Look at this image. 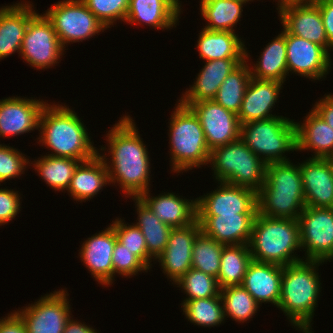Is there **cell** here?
Returning a JSON list of instances; mask_svg holds the SVG:
<instances>
[{
    "label": "cell",
    "mask_w": 333,
    "mask_h": 333,
    "mask_svg": "<svg viewBox=\"0 0 333 333\" xmlns=\"http://www.w3.org/2000/svg\"><path fill=\"white\" fill-rule=\"evenodd\" d=\"M82 120L66 103L48 102L40 115L37 143L50 150L47 155L82 162L92 159L99 153L98 147Z\"/></svg>",
    "instance_id": "2"
},
{
    "label": "cell",
    "mask_w": 333,
    "mask_h": 333,
    "mask_svg": "<svg viewBox=\"0 0 333 333\" xmlns=\"http://www.w3.org/2000/svg\"><path fill=\"white\" fill-rule=\"evenodd\" d=\"M181 104L190 107L198 116L210 152L240 139L241 124L236 113L214 100Z\"/></svg>",
    "instance_id": "14"
},
{
    "label": "cell",
    "mask_w": 333,
    "mask_h": 333,
    "mask_svg": "<svg viewBox=\"0 0 333 333\" xmlns=\"http://www.w3.org/2000/svg\"><path fill=\"white\" fill-rule=\"evenodd\" d=\"M251 261L249 244L224 245L217 278L220 289L241 285Z\"/></svg>",
    "instance_id": "35"
},
{
    "label": "cell",
    "mask_w": 333,
    "mask_h": 333,
    "mask_svg": "<svg viewBox=\"0 0 333 333\" xmlns=\"http://www.w3.org/2000/svg\"><path fill=\"white\" fill-rule=\"evenodd\" d=\"M307 3H317L322 0H305Z\"/></svg>",
    "instance_id": "51"
},
{
    "label": "cell",
    "mask_w": 333,
    "mask_h": 333,
    "mask_svg": "<svg viewBox=\"0 0 333 333\" xmlns=\"http://www.w3.org/2000/svg\"><path fill=\"white\" fill-rule=\"evenodd\" d=\"M110 184L109 172L103 159L97 154L90 160L81 162L71 179L67 194L76 202H86L99 194ZM101 190V191H100Z\"/></svg>",
    "instance_id": "30"
},
{
    "label": "cell",
    "mask_w": 333,
    "mask_h": 333,
    "mask_svg": "<svg viewBox=\"0 0 333 333\" xmlns=\"http://www.w3.org/2000/svg\"><path fill=\"white\" fill-rule=\"evenodd\" d=\"M63 333H100L94 327L85 324L81 320L74 319L73 316L69 318L64 328Z\"/></svg>",
    "instance_id": "49"
},
{
    "label": "cell",
    "mask_w": 333,
    "mask_h": 333,
    "mask_svg": "<svg viewBox=\"0 0 333 333\" xmlns=\"http://www.w3.org/2000/svg\"><path fill=\"white\" fill-rule=\"evenodd\" d=\"M81 162L73 158L55 157L46 153L33 161L30 159V166L52 190L64 191L63 193H65L70 186L77 166Z\"/></svg>",
    "instance_id": "34"
},
{
    "label": "cell",
    "mask_w": 333,
    "mask_h": 333,
    "mask_svg": "<svg viewBox=\"0 0 333 333\" xmlns=\"http://www.w3.org/2000/svg\"><path fill=\"white\" fill-rule=\"evenodd\" d=\"M47 100L12 96L0 99V138L21 136L39 130V119Z\"/></svg>",
    "instance_id": "16"
},
{
    "label": "cell",
    "mask_w": 333,
    "mask_h": 333,
    "mask_svg": "<svg viewBox=\"0 0 333 333\" xmlns=\"http://www.w3.org/2000/svg\"><path fill=\"white\" fill-rule=\"evenodd\" d=\"M200 232L198 220L185 227L172 228L165 250L155 261L172 284L192 268L193 243Z\"/></svg>",
    "instance_id": "17"
},
{
    "label": "cell",
    "mask_w": 333,
    "mask_h": 333,
    "mask_svg": "<svg viewBox=\"0 0 333 333\" xmlns=\"http://www.w3.org/2000/svg\"><path fill=\"white\" fill-rule=\"evenodd\" d=\"M200 31L195 48L201 60L245 58V39L235 32L211 31L205 28Z\"/></svg>",
    "instance_id": "31"
},
{
    "label": "cell",
    "mask_w": 333,
    "mask_h": 333,
    "mask_svg": "<svg viewBox=\"0 0 333 333\" xmlns=\"http://www.w3.org/2000/svg\"><path fill=\"white\" fill-rule=\"evenodd\" d=\"M185 319L198 327H217L224 324L225 316L221 296L188 300L181 305Z\"/></svg>",
    "instance_id": "38"
},
{
    "label": "cell",
    "mask_w": 333,
    "mask_h": 333,
    "mask_svg": "<svg viewBox=\"0 0 333 333\" xmlns=\"http://www.w3.org/2000/svg\"><path fill=\"white\" fill-rule=\"evenodd\" d=\"M331 56L322 46L286 31L288 76L297 74L314 82L325 80L333 65Z\"/></svg>",
    "instance_id": "13"
},
{
    "label": "cell",
    "mask_w": 333,
    "mask_h": 333,
    "mask_svg": "<svg viewBox=\"0 0 333 333\" xmlns=\"http://www.w3.org/2000/svg\"><path fill=\"white\" fill-rule=\"evenodd\" d=\"M282 27L292 35L322 46L329 54L330 44L317 3L293 5L278 13Z\"/></svg>",
    "instance_id": "20"
},
{
    "label": "cell",
    "mask_w": 333,
    "mask_h": 333,
    "mask_svg": "<svg viewBox=\"0 0 333 333\" xmlns=\"http://www.w3.org/2000/svg\"><path fill=\"white\" fill-rule=\"evenodd\" d=\"M87 8L105 25L112 28L119 21L125 22L129 0H82Z\"/></svg>",
    "instance_id": "42"
},
{
    "label": "cell",
    "mask_w": 333,
    "mask_h": 333,
    "mask_svg": "<svg viewBox=\"0 0 333 333\" xmlns=\"http://www.w3.org/2000/svg\"><path fill=\"white\" fill-rule=\"evenodd\" d=\"M139 198L159 220L171 228L185 227L197 220V198L187 199L172 191L153 196L150 190Z\"/></svg>",
    "instance_id": "24"
},
{
    "label": "cell",
    "mask_w": 333,
    "mask_h": 333,
    "mask_svg": "<svg viewBox=\"0 0 333 333\" xmlns=\"http://www.w3.org/2000/svg\"><path fill=\"white\" fill-rule=\"evenodd\" d=\"M65 52L50 20L36 12L28 22L18 57L40 71L59 64Z\"/></svg>",
    "instance_id": "10"
},
{
    "label": "cell",
    "mask_w": 333,
    "mask_h": 333,
    "mask_svg": "<svg viewBox=\"0 0 333 333\" xmlns=\"http://www.w3.org/2000/svg\"><path fill=\"white\" fill-rule=\"evenodd\" d=\"M174 285L186 294L180 306L188 300L205 299L220 295L217 278L194 268H191Z\"/></svg>",
    "instance_id": "40"
},
{
    "label": "cell",
    "mask_w": 333,
    "mask_h": 333,
    "mask_svg": "<svg viewBox=\"0 0 333 333\" xmlns=\"http://www.w3.org/2000/svg\"><path fill=\"white\" fill-rule=\"evenodd\" d=\"M299 164L306 206L333 208V160L309 156Z\"/></svg>",
    "instance_id": "19"
},
{
    "label": "cell",
    "mask_w": 333,
    "mask_h": 333,
    "mask_svg": "<svg viewBox=\"0 0 333 333\" xmlns=\"http://www.w3.org/2000/svg\"><path fill=\"white\" fill-rule=\"evenodd\" d=\"M283 85L285 84L277 80L251 78L238 113L240 124L281 116L273 115L272 109L279 102Z\"/></svg>",
    "instance_id": "22"
},
{
    "label": "cell",
    "mask_w": 333,
    "mask_h": 333,
    "mask_svg": "<svg viewBox=\"0 0 333 333\" xmlns=\"http://www.w3.org/2000/svg\"><path fill=\"white\" fill-rule=\"evenodd\" d=\"M303 259L333 260V208L306 206L298 217Z\"/></svg>",
    "instance_id": "12"
},
{
    "label": "cell",
    "mask_w": 333,
    "mask_h": 333,
    "mask_svg": "<svg viewBox=\"0 0 333 333\" xmlns=\"http://www.w3.org/2000/svg\"><path fill=\"white\" fill-rule=\"evenodd\" d=\"M110 225L116 232L117 241L132 251L151 270L155 263H152L153 260L148 256L146 240L140 228L134 223H126L125 218L120 217L112 220Z\"/></svg>",
    "instance_id": "41"
},
{
    "label": "cell",
    "mask_w": 333,
    "mask_h": 333,
    "mask_svg": "<svg viewBox=\"0 0 333 333\" xmlns=\"http://www.w3.org/2000/svg\"><path fill=\"white\" fill-rule=\"evenodd\" d=\"M55 3L43 13L52 23L65 50L69 44L88 41L96 34H101V31L108 30L82 0H62Z\"/></svg>",
    "instance_id": "9"
},
{
    "label": "cell",
    "mask_w": 333,
    "mask_h": 333,
    "mask_svg": "<svg viewBox=\"0 0 333 333\" xmlns=\"http://www.w3.org/2000/svg\"><path fill=\"white\" fill-rule=\"evenodd\" d=\"M282 266L252 260L246 270L242 286L261 306L271 303L278 307L281 293Z\"/></svg>",
    "instance_id": "27"
},
{
    "label": "cell",
    "mask_w": 333,
    "mask_h": 333,
    "mask_svg": "<svg viewBox=\"0 0 333 333\" xmlns=\"http://www.w3.org/2000/svg\"><path fill=\"white\" fill-rule=\"evenodd\" d=\"M322 21L330 44V52L333 51V0H322L317 2Z\"/></svg>",
    "instance_id": "46"
},
{
    "label": "cell",
    "mask_w": 333,
    "mask_h": 333,
    "mask_svg": "<svg viewBox=\"0 0 333 333\" xmlns=\"http://www.w3.org/2000/svg\"><path fill=\"white\" fill-rule=\"evenodd\" d=\"M321 261L302 260L282 266L281 293L278 310H281L289 324L300 333H314L312 321L321 296Z\"/></svg>",
    "instance_id": "3"
},
{
    "label": "cell",
    "mask_w": 333,
    "mask_h": 333,
    "mask_svg": "<svg viewBox=\"0 0 333 333\" xmlns=\"http://www.w3.org/2000/svg\"><path fill=\"white\" fill-rule=\"evenodd\" d=\"M116 241V232L109 224L101 232L86 238L78 250L82 265L103 288L113 284L112 258Z\"/></svg>",
    "instance_id": "18"
},
{
    "label": "cell",
    "mask_w": 333,
    "mask_h": 333,
    "mask_svg": "<svg viewBox=\"0 0 333 333\" xmlns=\"http://www.w3.org/2000/svg\"><path fill=\"white\" fill-rule=\"evenodd\" d=\"M181 7L180 0H129L125 23L168 31L179 25Z\"/></svg>",
    "instance_id": "21"
},
{
    "label": "cell",
    "mask_w": 333,
    "mask_h": 333,
    "mask_svg": "<svg viewBox=\"0 0 333 333\" xmlns=\"http://www.w3.org/2000/svg\"><path fill=\"white\" fill-rule=\"evenodd\" d=\"M249 248L252 260L258 262L286 266L304 260L296 254L302 251L298 220L266 217L257 212Z\"/></svg>",
    "instance_id": "5"
},
{
    "label": "cell",
    "mask_w": 333,
    "mask_h": 333,
    "mask_svg": "<svg viewBox=\"0 0 333 333\" xmlns=\"http://www.w3.org/2000/svg\"><path fill=\"white\" fill-rule=\"evenodd\" d=\"M294 120L281 115L242 124L240 139L266 164L290 161L285 154L297 151Z\"/></svg>",
    "instance_id": "8"
},
{
    "label": "cell",
    "mask_w": 333,
    "mask_h": 333,
    "mask_svg": "<svg viewBox=\"0 0 333 333\" xmlns=\"http://www.w3.org/2000/svg\"><path fill=\"white\" fill-rule=\"evenodd\" d=\"M130 199L135 203V213L138 215L134 224L144 235L148 256L154 263L165 250L172 228L159 220L139 197Z\"/></svg>",
    "instance_id": "33"
},
{
    "label": "cell",
    "mask_w": 333,
    "mask_h": 333,
    "mask_svg": "<svg viewBox=\"0 0 333 333\" xmlns=\"http://www.w3.org/2000/svg\"><path fill=\"white\" fill-rule=\"evenodd\" d=\"M282 31L265 45L258 61L253 63L248 48L245 47V60L250 68L252 78L277 80L282 83L286 82L288 76L286 60V30ZM251 62H250V61ZM250 62V63H248ZM252 64V65H251Z\"/></svg>",
    "instance_id": "29"
},
{
    "label": "cell",
    "mask_w": 333,
    "mask_h": 333,
    "mask_svg": "<svg viewBox=\"0 0 333 333\" xmlns=\"http://www.w3.org/2000/svg\"><path fill=\"white\" fill-rule=\"evenodd\" d=\"M112 263L113 283L116 281L115 277L117 275L122 276V278H131L133 276H138L139 273H146L148 270L150 272V269L137 256H135L132 251L125 248L118 241H116L114 246Z\"/></svg>",
    "instance_id": "44"
},
{
    "label": "cell",
    "mask_w": 333,
    "mask_h": 333,
    "mask_svg": "<svg viewBox=\"0 0 333 333\" xmlns=\"http://www.w3.org/2000/svg\"><path fill=\"white\" fill-rule=\"evenodd\" d=\"M69 295L67 288L56 289L14 311L23 320L27 333H63L72 316Z\"/></svg>",
    "instance_id": "11"
},
{
    "label": "cell",
    "mask_w": 333,
    "mask_h": 333,
    "mask_svg": "<svg viewBox=\"0 0 333 333\" xmlns=\"http://www.w3.org/2000/svg\"><path fill=\"white\" fill-rule=\"evenodd\" d=\"M244 60L245 58H225L205 61L193 84L185 89L178 101L197 103L213 100L225 78Z\"/></svg>",
    "instance_id": "25"
},
{
    "label": "cell",
    "mask_w": 333,
    "mask_h": 333,
    "mask_svg": "<svg viewBox=\"0 0 333 333\" xmlns=\"http://www.w3.org/2000/svg\"><path fill=\"white\" fill-rule=\"evenodd\" d=\"M256 214L197 216L201 231L223 245L249 244Z\"/></svg>",
    "instance_id": "26"
},
{
    "label": "cell",
    "mask_w": 333,
    "mask_h": 333,
    "mask_svg": "<svg viewBox=\"0 0 333 333\" xmlns=\"http://www.w3.org/2000/svg\"><path fill=\"white\" fill-rule=\"evenodd\" d=\"M209 165L215 183L225 182L258 192L265 181L267 164L241 139L211 151Z\"/></svg>",
    "instance_id": "7"
},
{
    "label": "cell",
    "mask_w": 333,
    "mask_h": 333,
    "mask_svg": "<svg viewBox=\"0 0 333 333\" xmlns=\"http://www.w3.org/2000/svg\"><path fill=\"white\" fill-rule=\"evenodd\" d=\"M240 1H244V2L249 3V1H250V2H253V1H255V0H240Z\"/></svg>",
    "instance_id": "52"
},
{
    "label": "cell",
    "mask_w": 333,
    "mask_h": 333,
    "mask_svg": "<svg viewBox=\"0 0 333 333\" xmlns=\"http://www.w3.org/2000/svg\"><path fill=\"white\" fill-rule=\"evenodd\" d=\"M291 161L267 164L264 184L257 192L259 214L298 220L306 207L300 164Z\"/></svg>",
    "instance_id": "4"
},
{
    "label": "cell",
    "mask_w": 333,
    "mask_h": 333,
    "mask_svg": "<svg viewBox=\"0 0 333 333\" xmlns=\"http://www.w3.org/2000/svg\"><path fill=\"white\" fill-rule=\"evenodd\" d=\"M223 246L201 231L193 243L192 268L218 278Z\"/></svg>",
    "instance_id": "39"
},
{
    "label": "cell",
    "mask_w": 333,
    "mask_h": 333,
    "mask_svg": "<svg viewBox=\"0 0 333 333\" xmlns=\"http://www.w3.org/2000/svg\"><path fill=\"white\" fill-rule=\"evenodd\" d=\"M220 296L225 320L231 318L236 323H248L260 309V305L242 285L222 288Z\"/></svg>",
    "instance_id": "37"
},
{
    "label": "cell",
    "mask_w": 333,
    "mask_h": 333,
    "mask_svg": "<svg viewBox=\"0 0 333 333\" xmlns=\"http://www.w3.org/2000/svg\"><path fill=\"white\" fill-rule=\"evenodd\" d=\"M170 116L167 134L171 173L183 174L203 165L208 167L210 150L198 116L179 101Z\"/></svg>",
    "instance_id": "6"
},
{
    "label": "cell",
    "mask_w": 333,
    "mask_h": 333,
    "mask_svg": "<svg viewBox=\"0 0 333 333\" xmlns=\"http://www.w3.org/2000/svg\"><path fill=\"white\" fill-rule=\"evenodd\" d=\"M251 78L249 65L244 60L225 78L213 100L238 115Z\"/></svg>",
    "instance_id": "36"
},
{
    "label": "cell",
    "mask_w": 333,
    "mask_h": 333,
    "mask_svg": "<svg viewBox=\"0 0 333 333\" xmlns=\"http://www.w3.org/2000/svg\"><path fill=\"white\" fill-rule=\"evenodd\" d=\"M12 311L4 318H0V333H27L21 317L14 310Z\"/></svg>",
    "instance_id": "47"
},
{
    "label": "cell",
    "mask_w": 333,
    "mask_h": 333,
    "mask_svg": "<svg viewBox=\"0 0 333 333\" xmlns=\"http://www.w3.org/2000/svg\"><path fill=\"white\" fill-rule=\"evenodd\" d=\"M274 2L277 1L276 3V9L277 13H279L282 9L293 6V5H302V4H307L305 0H273Z\"/></svg>",
    "instance_id": "50"
},
{
    "label": "cell",
    "mask_w": 333,
    "mask_h": 333,
    "mask_svg": "<svg viewBox=\"0 0 333 333\" xmlns=\"http://www.w3.org/2000/svg\"><path fill=\"white\" fill-rule=\"evenodd\" d=\"M138 130L133 118L125 113L105 134L106 145L98 149L111 186H119L127 198L139 197L151 187V158Z\"/></svg>",
    "instance_id": "1"
},
{
    "label": "cell",
    "mask_w": 333,
    "mask_h": 333,
    "mask_svg": "<svg viewBox=\"0 0 333 333\" xmlns=\"http://www.w3.org/2000/svg\"><path fill=\"white\" fill-rule=\"evenodd\" d=\"M21 193L15 189L0 188V226L8 225L21 211Z\"/></svg>",
    "instance_id": "45"
},
{
    "label": "cell",
    "mask_w": 333,
    "mask_h": 333,
    "mask_svg": "<svg viewBox=\"0 0 333 333\" xmlns=\"http://www.w3.org/2000/svg\"><path fill=\"white\" fill-rule=\"evenodd\" d=\"M295 123L296 152L310 150L312 158L333 157V129L312 108L304 116L303 122Z\"/></svg>",
    "instance_id": "28"
},
{
    "label": "cell",
    "mask_w": 333,
    "mask_h": 333,
    "mask_svg": "<svg viewBox=\"0 0 333 333\" xmlns=\"http://www.w3.org/2000/svg\"><path fill=\"white\" fill-rule=\"evenodd\" d=\"M30 166V158L18 148L0 143V186L1 183L20 178Z\"/></svg>",
    "instance_id": "43"
},
{
    "label": "cell",
    "mask_w": 333,
    "mask_h": 333,
    "mask_svg": "<svg viewBox=\"0 0 333 333\" xmlns=\"http://www.w3.org/2000/svg\"><path fill=\"white\" fill-rule=\"evenodd\" d=\"M322 97L312 105V109L333 129V93H325Z\"/></svg>",
    "instance_id": "48"
},
{
    "label": "cell",
    "mask_w": 333,
    "mask_h": 333,
    "mask_svg": "<svg viewBox=\"0 0 333 333\" xmlns=\"http://www.w3.org/2000/svg\"><path fill=\"white\" fill-rule=\"evenodd\" d=\"M30 0L0 6V61L20 54L24 34L36 7ZM35 7V8H34Z\"/></svg>",
    "instance_id": "23"
},
{
    "label": "cell",
    "mask_w": 333,
    "mask_h": 333,
    "mask_svg": "<svg viewBox=\"0 0 333 333\" xmlns=\"http://www.w3.org/2000/svg\"><path fill=\"white\" fill-rule=\"evenodd\" d=\"M218 187L197 197V216L257 214V192L253 189L218 182Z\"/></svg>",
    "instance_id": "15"
},
{
    "label": "cell",
    "mask_w": 333,
    "mask_h": 333,
    "mask_svg": "<svg viewBox=\"0 0 333 333\" xmlns=\"http://www.w3.org/2000/svg\"><path fill=\"white\" fill-rule=\"evenodd\" d=\"M199 3V14L207 22L203 28L235 33L243 15V6L248 4L240 0H200Z\"/></svg>",
    "instance_id": "32"
}]
</instances>
